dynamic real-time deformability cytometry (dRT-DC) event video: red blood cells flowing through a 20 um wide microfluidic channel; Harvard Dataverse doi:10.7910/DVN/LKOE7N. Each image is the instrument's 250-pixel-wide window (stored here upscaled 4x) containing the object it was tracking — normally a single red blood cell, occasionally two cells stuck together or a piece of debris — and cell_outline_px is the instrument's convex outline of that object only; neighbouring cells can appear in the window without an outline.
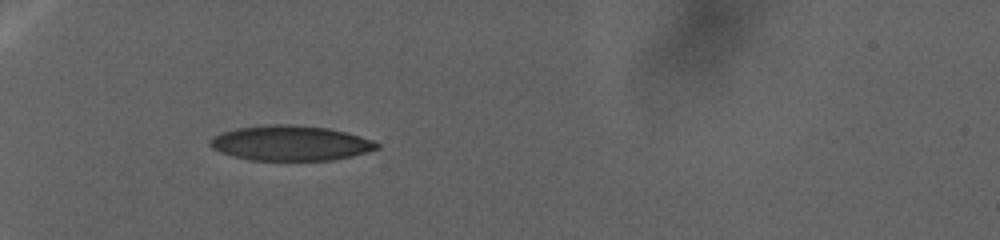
{"species": "human", "species_latin": "Homo sapiens", "temperature_condition": "warm", "stored_images_in_passage": 101, "camera_frame_rate_fps": 3000, "um_per_image_px": 0.085, "donor": {"sex": "female"}, "frame": {"image": 1, "passage_image": 1, "time_ms": 0.0, "image_size_px": [1000, 240], "cell_outline_px": [[380, 148], [352, 156], [332, 160], [248, 160], [232, 156], [220, 152], [212, 148], [208, 144], [208, 140], [212, 136], [236, 128], [276, 124], [292, 124], [328, 128], [360, 136], [372, 140], [380, 144]], "centroid_in_image_um": [24.67, 12.17], "position_along_channel_um": 60.3, "area_um2": 34.1}}
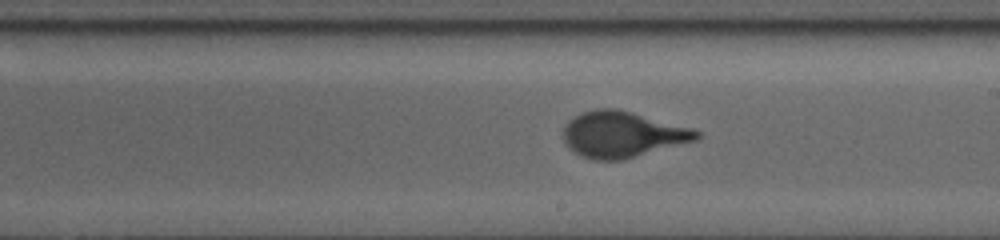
{"frame": {"image": 2, "passage_image": 45, "time_ms": 14.667, "image_size_px": [1000, 240], "cell_outline_px": [[704, 136], [696, 140], [624, 160], [592, 160], [580, 156], [568, 148], [564, 140], [564, 124], [568, 120], [580, 112], [596, 108], [616, 108], [632, 112], [692, 128], [704, 132]], "centroid_in_image_um": [52.9, 11.43], "position_along_channel_um": 236.1, "area_um2": 36.13}}
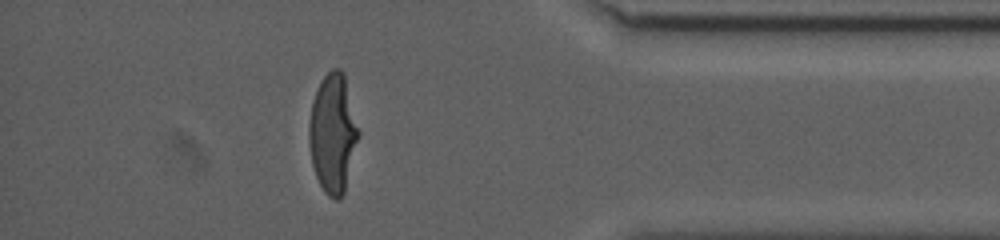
{"frame": {"image": 3, "passage_image": 86, "time_ms": 28.333, "image_size_px": [1000, 240], "cell_outline_px": [[360, 136], [344, 192], [340, 200], [336, 200], [328, 196], [324, 192], [316, 176], [312, 164], [308, 140], [308, 124], [312, 100], [320, 80], [332, 68], [340, 68], [344, 72], [360, 132]], "centroid_in_image_um": [28.29, 11.32], "position_along_channel_um": 406.9, "area_um2": 34.8}}